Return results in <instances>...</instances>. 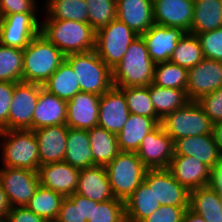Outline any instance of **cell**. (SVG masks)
Returning a JSON list of instances; mask_svg holds the SVG:
<instances>
[{
  "instance_id": "cell-29",
  "label": "cell",
  "mask_w": 222,
  "mask_h": 222,
  "mask_svg": "<svg viewBox=\"0 0 222 222\" xmlns=\"http://www.w3.org/2000/svg\"><path fill=\"white\" fill-rule=\"evenodd\" d=\"M63 161L79 170L95 166L88 130L68 127L66 153Z\"/></svg>"
},
{
  "instance_id": "cell-8",
  "label": "cell",
  "mask_w": 222,
  "mask_h": 222,
  "mask_svg": "<svg viewBox=\"0 0 222 222\" xmlns=\"http://www.w3.org/2000/svg\"><path fill=\"white\" fill-rule=\"evenodd\" d=\"M132 29L118 19L96 31L95 51L113 70L126 54L129 45L138 37Z\"/></svg>"
},
{
  "instance_id": "cell-48",
  "label": "cell",
  "mask_w": 222,
  "mask_h": 222,
  "mask_svg": "<svg viewBox=\"0 0 222 222\" xmlns=\"http://www.w3.org/2000/svg\"><path fill=\"white\" fill-rule=\"evenodd\" d=\"M6 219L7 222H48L45 218L36 215L26 206L11 207Z\"/></svg>"
},
{
  "instance_id": "cell-43",
  "label": "cell",
  "mask_w": 222,
  "mask_h": 222,
  "mask_svg": "<svg viewBox=\"0 0 222 222\" xmlns=\"http://www.w3.org/2000/svg\"><path fill=\"white\" fill-rule=\"evenodd\" d=\"M54 222H86L82 221L81 196L74 193L65 197Z\"/></svg>"
},
{
  "instance_id": "cell-3",
  "label": "cell",
  "mask_w": 222,
  "mask_h": 222,
  "mask_svg": "<svg viewBox=\"0 0 222 222\" xmlns=\"http://www.w3.org/2000/svg\"><path fill=\"white\" fill-rule=\"evenodd\" d=\"M65 55L39 33L23 49L22 81L42 85L65 61Z\"/></svg>"
},
{
  "instance_id": "cell-22",
  "label": "cell",
  "mask_w": 222,
  "mask_h": 222,
  "mask_svg": "<svg viewBox=\"0 0 222 222\" xmlns=\"http://www.w3.org/2000/svg\"><path fill=\"white\" fill-rule=\"evenodd\" d=\"M33 131L38 141L40 165L64 160L68 134L66 124L43 127Z\"/></svg>"
},
{
  "instance_id": "cell-35",
  "label": "cell",
  "mask_w": 222,
  "mask_h": 222,
  "mask_svg": "<svg viewBox=\"0 0 222 222\" xmlns=\"http://www.w3.org/2000/svg\"><path fill=\"white\" fill-rule=\"evenodd\" d=\"M64 198L54 190L39 185L26 207L48 222H54L58 217Z\"/></svg>"
},
{
  "instance_id": "cell-24",
  "label": "cell",
  "mask_w": 222,
  "mask_h": 222,
  "mask_svg": "<svg viewBox=\"0 0 222 222\" xmlns=\"http://www.w3.org/2000/svg\"><path fill=\"white\" fill-rule=\"evenodd\" d=\"M75 193L96 202L114 199L105 166L81 169Z\"/></svg>"
},
{
  "instance_id": "cell-4",
  "label": "cell",
  "mask_w": 222,
  "mask_h": 222,
  "mask_svg": "<svg viewBox=\"0 0 222 222\" xmlns=\"http://www.w3.org/2000/svg\"><path fill=\"white\" fill-rule=\"evenodd\" d=\"M80 84V91L103 95L113 85L112 70L100 59L95 50L66 55Z\"/></svg>"
},
{
  "instance_id": "cell-53",
  "label": "cell",
  "mask_w": 222,
  "mask_h": 222,
  "mask_svg": "<svg viewBox=\"0 0 222 222\" xmlns=\"http://www.w3.org/2000/svg\"><path fill=\"white\" fill-rule=\"evenodd\" d=\"M183 222H206L202 216L187 208L183 215Z\"/></svg>"
},
{
  "instance_id": "cell-50",
  "label": "cell",
  "mask_w": 222,
  "mask_h": 222,
  "mask_svg": "<svg viewBox=\"0 0 222 222\" xmlns=\"http://www.w3.org/2000/svg\"><path fill=\"white\" fill-rule=\"evenodd\" d=\"M11 206L0 183V219L6 218Z\"/></svg>"
},
{
  "instance_id": "cell-20",
  "label": "cell",
  "mask_w": 222,
  "mask_h": 222,
  "mask_svg": "<svg viewBox=\"0 0 222 222\" xmlns=\"http://www.w3.org/2000/svg\"><path fill=\"white\" fill-rule=\"evenodd\" d=\"M193 0H153L154 22L166 27H180L190 32Z\"/></svg>"
},
{
  "instance_id": "cell-31",
  "label": "cell",
  "mask_w": 222,
  "mask_h": 222,
  "mask_svg": "<svg viewBox=\"0 0 222 222\" xmlns=\"http://www.w3.org/2000/svg\"><path fill=\"white\" fill-rule=\"evenodd\" d=\"M88 136L94 165L106 166L119 154L116 134L95 126L88 130Z\"/></svg>"
},
{
  "instance_id": "cell-33",
  "label": "cell",
  "mask_w": 222,
  "mask_h": 222,
  "mask_svg": "<svg viewBox=\"0 0 222 222\" xmlns=\"http://www.w3.org/2000/svg\"><path fill=\"white\" fill-rule=\"evenodd\" d=\"M149 94L156 115L162 120L166 115L184 107L190 100L186 90L162 88L151 83Z\"/></svg>"
},
{
  "instance_id": "cell-26",
  "label": "cell",
  "mask_w": 222,
  "mask_h": 222,
  "mask_svg": "<svg viewBox=\"0 0 222 222\" xmlns=\"http://www.w3.org/2000/svg\"><path fill=\"white\" fill-rule=\"evenodd\" d=\"M157 125L153 118L130 113L128 120L117 134L119 150L137 152L144 137Z\"/></svg>"
},
{
  "instance_id": "cell-9",
  "label": "cell",
  "mask_w": 222,
  "mask_h": 222,
  "mask_svg": "<svg viewBox=\"0 0 222 222\" xmlns=\"http://www.w3.org/2000/svg\"><path fill=\"white\" fill-rule=\"evenodd\" d=\"M36 13L6 14L0 19V44L25 49L39 33L41 22Z\"/></svg>"
},
{
  "instance_id": "cell-45",
  "label": "cell",
  "mask_w": 222,
  "mask_h": 222,
  "mask_svg": "<svg viewBox=\"0 0 222 222\" xmlns=\"http://www.w3.org/2000/svg\"><path fill=\"white\" fill-rule=\"evenodd\" d=\"M189 206L163 205L141 222H183V215Z\"/></svg>"
},
{
  "instance_id": "cell-38",
  "label": "cell",
  "mask_w": 222,
  "mask_h": 222,
  "mask_svg": "<svg viewBox=\"0 0 222 222\" xmlns=\"http://www.w3.org/2000/svg\"><path fill=\"white\" fill-rule=\"evenodd\" d=\"M23 50L0 44V82L22 81Z\"/></svg>"
},
{
  "instance_id": "cell-7",
  "label": "cell",
  "mask_w": 222,
  "mask_h": 222,
  "mask_svg": "<svg viewBox=\"0 0 222 222\" xmlns=\"http://www.w3.org/2000/svg\"><path fill=\"white\" fill-rule=\"evenodd\" d=\"M173 142L183 137L213 133V123L197 101L166 115L160 123Z\"/></svg>"
},
{
  "instance_id": "cell-6",
  "label": "cell",
  "mask_w": 222,
  "mask_h": 222,
  "mask_svg": "<svg viewBox=\"0 0 222 222\" xmlns=\"http://www.w3.org/2000/svg\"><path fill=\"white\" fill-rule=\"evenodd\" d=\"M3 152L2 165L38 171L40 166L38 141L29 129L0 130Z\"/></svg>"
},
{
  "instance_id": "cell-49",
  "label": "cell",
  "mask_w": 222,
  "mask_h": 222,
  "mask_svg": "<svg viewBox=\"0 0 222 222\" xmlns=\"http://www.w3.org/2000/svg\"><path fill=\"white\" fill-rule=\"evenodd\" d=\"M210 185L222 196V160L214 171H212Z\"/></svg>"
},
{
  "instance_id": "cell-10",
  "label": "cell",
  "mask_w": 222,
  "mask_h": 222,
  "mask_svg": "<svg viewBox=\"0 0 222 222\" xmlns=\"http://www.w3.org/2000/svg\"><path fill=\"white\" fill-rule=\"evenodd\" d=\"M3 167L0 168V183L10 206H26L40 185L38 172L25 168Z\"/></svg>"
},
{
  "instance_id": "cell-12",
  "label": "cell",
  "mask_w": 222,
  "mask_h": 222,
  "mask_svg": "<svg viewBox=\"0 0 222 222\" xmlns=\"http://www.w3.org/2000/svg\"><path fill=\"white\" fill-rule=\"evenodd\" d=\"M136 154L148 169H168L174 156V142L158 124L144 137Z\"/></svg>"
},
{
  "instance_id": "cell-30",
  "label": "cell",
  "mask_w": 222,
  "mask_h": 222,
  "mask_svg": "<svg viewBox=\"0 0 222 222\" xmlns=\"http://www.w3.org/2000/svg\"><path fill=\"white\" fill-rule=\"evenodd\" d=\"M194 12L191 34L213 31L222 27L221 0H193Z\"/></svg>"
},
{
  "instance_id": "cell-40",
  "label": "cell",
  "mask_w": 222,
  "mask_h": 222,
  "mask_svg": "<svg viewBox=\"0 0 222 222\" xmlns=\"http://www.w3.org/2000/svg\"><path fill=\"white\" fill-rule=\"evenodd\" d=\"M88 24L97 31L117 19L116 0H86Z\"/></svg>"
},
{
  "instance_id": "cell-27",
  "label": "cell",
  "mask_w": 222,
  "mask_h": 222,
  "mask_svg": "<svg viewBox=\"0 0 222 222\" xmlns=\"http://www.w3.org/2000/svg\"><path fill=\"white\" fill-rule=\"evenodd\" d=\"M189 208L206 222H222V196L211 185L190 191Z\"/></svg>"
},
{
  "instance_id": "cell-32",
  "label": "cell",
  "mask_w": 222,
  "mask_h": 222,
  "mask_svg": "<svg viewBox=\"0 0 222 222\" xmlns=\"http://www.w3.org/2000/svg\"><path fill=\"white\" fill-rule=\"evenodd\" d=\"M43 89L62 100L69 101L80 92V84L71 65L65 60L43 84Z\"/></svg>"
},
{
  "instance_id": "cell-19",
  "label": "cell",
  "mask_w": 222,
  "mask_h": 222,
  "mask_svg": "<svg viewBox=\"0 0 222 222\" xmlns=\"http://www.w3.org/2000/svg\"><path fill=\"white\" fill-rule=\"evenodd\" d=\"M100 97L80 91L67 101L66 125L69 128L82 130L97 126Z\"/></svg>"
},
{
  "instance_id": "cell-46",
  "label": "cell",
  "mask_w": 222,
  "mask_h": 222,
  "mask_svg": "<svg viewBox=\"0 0 222 222\" xmlns=\"http://www.w3.org/2000/svg\"><path fill=\"white\" fill-rule=\"evenodd\" d=\"M13 91L14 83L0 82V130H8V114Z\"/></svg>"
},
{
  "instance_id": "cell-21",
  "label": "cell",
  "mask_w": 222,
  "mask_h": 222,
  "mask_svg": "<svg viewBox=\"0 0 222 222\" xmlns=\"http://www.w3.org/2000/svg\"><path fill=\"white\" fill-rule=\"evenodd\" d=\"M174 155L194 156L212 171L221 162L213 133L183 137L174 142Z\"/></svg>"
},
{
  "instance_id": "cell-11",
  "label": "cell",
  "mask_w": 222,
  "mask_h": 222,
  "mask_svg": "<svg viewBox=\"0 0 222 222\" xmlns=\"http://www.w3.org/2000/svg\"><path fill=\"white\" fill-rule=\"evenodd\" d=\"M42 89V85L35 83L23 81L14 83L8 114V130H32L33 113Z\"/></svg>"
},
{
  "instance_id": "cell-23",
  "label": "cell",
  "mask_w": 222,
  "mask_h": 222,
  "mask_svg": "<svg viewBox=\"0 0 222 222\" xmlns=\"http://www.w3.org/2000/svg\"><path fill=\"white\" fill-rule=\"evenodd\" d=\"M117 19L141 36L154 22L153 0H116Z\"/></svg>"
},
{
  "instance_id": "cell-37",
  "label": "cell",
  "mask_w": 222,
  "mask_h": 222,
  "mask_svg": "<svg viewBox=\"0 0 222 222\" xmlns=\"http://www.w3.org/2000/svg\"><path fill=\"white\" fill-rule=\"evenodd\" d=\"M188 69L170 61L155 64L153 84L162 88H187Z\"/></svg>"
},
{
  "instance_id": "cell-39",
  "label": "cell",
  "mask_w": 222,
  "mask_h": 222,
  "mask_svg": "<svg viewBox=\"0 0 222 222\" xmlns=\"http://www.w3.org/2000/svg\"><path fill=\"white\" fill-rule=\"evenodd\" d=\"M119 89L124 93L130 113L153 118L158 124L161 123L150 98L149 86Z\"/></svg>"
},
{
  "instance_id": "cell-42",
  "label": "cell",
  "mask_w": 222,
  "mask_h": 222,
  "mask_svg": "<svg viewBox=\"0 0 222 222\" xmlns=\"http://www.w3.org/2000/svg\"><path fill=\"white\" fill-rule=\"evenodd\" d=\"M204 58L222 61V27L213 31L196 34Z\"/></svg>"
},
{
  "instance_id": "cell-15",
  "label": "cell",
  "mask_w": 222,
  "mask_h": 222,
  "mask_svg": "<svg viewBox=\"0 0 222 222\" xmlns=\"http://www.w3.org/2000/svg\"><path fill=\"white\" fill-rule=\"evenodd\" d=\"M185 33L186 31L180 27H166L153 24L141 36L146 43L149 57L157 64L170 60L178 42Z\"/></svg>"
},
{
  "instance_id": "cell-54",
  "label": "cell",
  "mask_w": 222,
  "mask_h": 222,
  "mask_svg": "<svg viewBox=\"0 0 222 222\" xmlns=\"http://www.w3.org/2000/svg\"><path fill=\"white\" fill-rule=\"evenodd\" d=\"M0 222H7V219L6 218H1Z\"/></svg>"
},
{
  "instance_id": "cell-14",
  "label": "cell",
  "mask_w": 222,
  "mask_h": 222,
  "mask_svg": "<svg viewBox=\"0 0 222 222\" xmlns=\"http://www.w3.org/2000/svg\"><path fill=\"white\" fill-rule=\"evenodd\" d=\"M144 180L153 187L160 205L189 206L190 191L168 169H148Z\"/></svg>"
},
{
  "instance_id": "cell-16",
  "label": "cell",
  "mask_w": 222,
  "mask_h": 222,
  "mask_svg": "<svg viewBox=\"0 0 222 222\" xmlns=\"http://www.w3.org/2000/svg\"><path fill=\"white\" fill-rule=\"evenodd\" d=\"M130 112L124 93L112 87L100 97L97 126L118 134L128 120Z\"/></svg>"
},
{
  "instance_id": "cell-2",
  "label": "cell",
  "mask_w": 222,
  "mask_h": 222,
  "mask_svg": "<svg viewBox=\"0 0 222 222\" xmlns=\"http://www.w3.org/2000/svg\"><path fill=\"white\" fill-rule=\"evenodd\" d=\"M40 33L65 56L95 49L96 31L88 23L72 20H42Z\"/></svg>"
},
{
  "instance_id": "cell-36",
  "label": "cell",
  "mask_w": 222,
  "mask_h": 222,
  "mask_svg": "<svg viewBox=\"0 0 222 222\" xmlns=\"http://www.w3.org/2000/svg\"><path fill=\"white\" fill-rule=\"evenodd\" d=\"M203 59V51L197 36L186 32L178 42L169 61L189 69L196 66Z\"/></svg>"
},
{
  "instance_id": "cell-44",
  "label": "cell",
  "mask_w": 222,
  "mask_h": 222,
  "mask_svg": "<svg viewBox=\"0 0 222 222\" xmlns=\"http://www.w3.org/2000/svg\"><path fill=\"white\" fill-rule=\"evenodd\" d=\"M213 124L222 121V87L197 101Z\"/></svg>"
},
{
  "instance_id": "cell-28",
  "label": "cell",
  "mask_w": 222,
  "mask_h": 222,
  "mask_svg": "<svg viewBox=\"0 0 222 222\" xmlns=\"http://www.w3.org/2000/svg\"><path fill=\"white\" fill-rule=\"evenodd\" d=\"M153 187L144 180L125 201L126 222H141L160 207Z\"/></svg>"
},
{
  "instance_id": "cell-51",
  "label": "cell",
  "mask_w": 222,
  "mask_h": 222,
  "mask_svg": "<svg viewBox=\"0 0 222 222\" xmlns=\"http://www.w3.org/2000/svg\"><path fill=\"white\" fill-rule=\"evenodd\" d=\"M81 212H82V221H88L91 218L92 212V199L85 198L81 196Z\"/></svg>"
},
{
  "instance_id": "cell-13",
  "label": "cell",
  "mask_w": 222,
  "mask_h": 222,
  "mask_svg": "<svg viewBox=\"0 0 222 222\" xmlns=\"http://www.w3.org/2000/svg\"><path fill=\"white\" fill-rule=\"evenodd\" d=\"M222 87V61L204 58L196 66L188 69L186 93L190 101H198L202 96Z\"/></svg>"
},
{
  "instance_id": "cell-1",
  "label": "cell",
  "mask_w": 222,
  "mask_h": 222,
  "mask_svg": "<svg viewBox=\"0 0 222 222\" xmlns=\"http://www.w3.org/2000/svg\"><path fill=\"white\" fill-rule=\"evenodd\" d=\"M154 68L146 43L142 36H138L112 70L113 85L116 88L149 86L153 83Z\"/></svg>"
},
{
  "instance_id": "cell-47",
  "label": "cell",
  "mask_w": 222,
  "mask_h": 222,
  "mask_svg": "<svg viewBox=\"0 0 222 222\" xmlns=\"http://www.w3.org/2000/svg\"><path fill=\"white\" fill-rule=\"evenodd\" d=\"M36 0H0L2 17L6 14L36 13Z\"/></svg>"
},
{
  "instance_id": "cell-34",
  "label": "cell",
  "mask_w": 222,
  "mask_h": 222,
  "mask_svg": "<svg viewBox=\"0 0 222 222\" xmlns=\"http://www.w3.org/2000/svg\"><path fill=\"white\" fill-rule=\"evenodd\" d=\"M44 20H72L88 23L86 0H47L44 4Z\"/></svg>"
},
{
  "instance_id": "cell-25",
  "label": "cell",
  "mask_w": 222,
  "mask_h": 222,
  "mask_svg": "<svg viewBox=\"0 0 222 222\" xmlns=\"http://www.w3.org/2000/svg\"><path fill=\"white\" fill-rule=\"evenodd\" d=\"M67 101L42 89L33 113L32 130L66 124Z\"/></svg>"
},
{
  "instance_id": "cell-52",
  "label": "cell",
  "mask_w": 222,
  "mask_h": 222,
  "mask_svg": "<svg viewBox=\"0 0 222 222\" xmlns=\"http://www.w3.org/2000/svg\"><path fill=\"white\" fill-rule=\"evenodd\" d=\"M213 135L218 151L222 155V121L217 122L213 125Z\"/></svg>"
},
{
  "instance_id": "cell-17",
  "label": "cell",
  "mask_w": 222,
  "mask_h": 222,
  "mask_svg": "<svg viewBox=\"0 0 222 222\" xmlns=\"http://www.w3.org/2000/svg\"><path fill=\"white\" fill-rule=\"evenodd\" d=\"M168 170L188 191L211 183L212 170L194 156L174 155Z\"/></svg>"
},
{
  "instance_id": "cell-5",
  "label": "cell",
  "mask_w": 222,
  "mask_h": 222,
  "mask_svg": "<svg viewBox=\"0 0 222 222\" xmlns=\"http://www.w3.org/2000/svg\"><path fill=\"white\" fill-rule=\"evenodd\" d=\"M105 168L115 198L124 202L144 181L148 170L136 152L128 151H120Z\"/></svg>"
},
{
  "instance_id": "cell-41",
  "label": "cell",
  "mask_w": 222,
  "mask_h": 222,
  "mask_svg": "<svg viewBox=\"0 0 222 222\" xmlns=\"http://www.w3.org/2000/svg\"><path fill=\"white\" fill-rule=\"evenodd\" d=\"M87 222H126L125 202L116 198L105 202L92 200L91 218Z\"/></svg>"
},
{
  "instance_id": "cell-55",
  "label": "cell",
  "mask_w": 222,
  "mask_h": 222,
  "mask_svg": "<svg viewBox=\"0 0 222 222\" xmlns=\"http://www.w3.org/2000/svg\"><path fill=\"white\" fill-rule=\"evenodd\" d=\"M2 18L1 7H0V19Z\"/></svg>"
},
{
  "instance_id": "cell-18",
  "label": "cell",
  "mask_w": 222,
  "mask_h": 222,
  "mask_svg": "<svg viewBox=\"0 0 222 222\" xmlns=\"http://www.w3.org/2000/svg\"><path fill=\"white\" fill-rule=\"evenodd\" d=\"M79 171L69 163L60 161L40 165L37 172L40 185L69 197L76 191Z\"/></svg>"
}]
</instances>
